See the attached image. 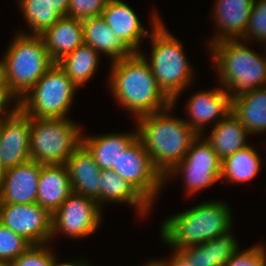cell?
<instances>
[{
    "mask_svg": "<svg viewBox=\"0 0 266 266\" xmlns=\"http://www.w3.org/2000/svg\"><path fill=\"white\" fill-rule=\"evenodd\" d=\"M146 56L133 53L130 57L112 62L110 90L124 109L137 118L159 112L172 101L158 87Z\"/></svg>",
    "mask_w": 266,
    "mask_h": 266,
    "instance_id": "cell-1",
    "label": "cell"
},
{
    "mask_svg": "<svg viewBox=\"0 0 266 266\" xmlns=\"http://www.w3.org/2000/svg\"><path fill=\"white\" fill-rule=\"evenodd\" d=\"M172 108L173 104L136 119L138 137L153 165L163 176L184 158L192 142L198 137L186 120L174 118L168 113Z\"/></svg>",
    "mask_w": 266,
    "mask_h": 266,
    "instance_id": "cell-2",
    "label": "cell"
},
{
    "mask_svg": "<svg viewBox=\"0 0 266 266\" xmlns=\"http://www.w3.org/2000/svg\"><path fill=\"white\" fill-rule=\"evenodd\" d=\"M231 211L222 201L203 202L172 215L161 226V236L174 251L203 244L232 227Z\"/></svg>",
    "mask_w": 266,
    "mask_h": 266,
    "instance_id": "cell-3",
    "label": "cell"
},
{
    "mask_svg": "<svg viewBox=\"0 0 266 266\" xmlns=\"http://www.w3.org/2000/svg\"><path fill=\"white\" fill-rule=\"evenodd\" d=\"M240 39H225L210 46L221 86L230 98L266 86V56L257 54Z\"/></svg>",
    "mask_w": 266,
    "mask_h": 266,
    "instance_id": "cell-4",
    "label": "cell"
},
{
    "mask_svg": "<svg viewBox=\"0 0 266 266\" xmlns=\"http://www.w3.org/2000/svg\"><path fill=\"white\" fill-rule=\"evenodd\" d=\"M160 17L153 15L151 59H146L156 79L158 87L174 105L177 97L191 84L193 69L184 55L183 46L168 29ZM149 60V61H148Z\"/></svg>",
    "mask_w": 266,
    "mask_h": 266,
    "instance_id": "cell-5",
    "label": "cell"
},
{
    "mask_svg": "<svg viewBox=\"0 0 266 266\" xmlns=\"http://www.w3.org/2000/svg\"><path fill=\"white\" fill-rule=\"evenodd\" d=\"M7 81L15 103L24 97L54 64L41 36L20 32L4 54Z\"/></svg>",
    "mask_w": 266,
    "mask_h": 266,
    "instance_id": "cell-6",
    "label": "cell"
},
{
    "mask_svg": "<svg viewBox=\"0 0 266 266\" xmlns=\"http://www.w3.org/2000/svg\"><path fill=\"white\" fill-rule=\"evenodd\" d=\"M77 123L66 118H35L30 123V157L43 165L66 164L81 145Z\"/></svg>",
    "mask_w": 266,
    "mask_h": 266,
    "instance_id": "cell-7",
    "label": "cell"
},
{
    "mask_svg": "<svg viewBox=\"0 0 266 266\" xmlns=\"http://www.w3.org/2000/svg\"><path fill=\"white\" fill-rule=\"evenodd\" d=\"M77 89L58 63H54L19 100L18 107L30 117L67 118Z\"/></svg>",
    "mask_w": 266,
    "mask_h": 266,
    "instance_id": "cell-8",
    "label": "cell"
},
{
    "mask_svg": "<svg viewBox=\"0 0 266 266\" xmlns=\"http://www.w3.org/2000/svg\"><path fill=\"white\" fill-rule=\"evenodd\" d=\"M200 137L198 135L184 158L164 176L166 181L169 176L183 173L188 195L213 185L221 177L222 161L206 138L201 142Z\"/></svg>",
    "mask_w": 266,
    "mask_h": 266,
    "instance_id": "cell-9",
    "label": "cell"
},
{
    "mask_svg": "<svg viewBox=\"0 0 266 266\" xmlns=\"http://www.w3.org/2000/svg\"><path fill=\"white\" fill-rule=\"evenodd\" d=\"M113 171L127 180L151 205L165 182L138 136L120 154L118 167Z\"/></svg>",
    "mask_w": 266,
    "mask_h": 266,
    "instance_id": "cell-10",
    "label": "cell"
},
{
    "mask_svg": "<svg viewBox=\"0 0 266 266\" xmlns=\"http://www.w3.org/2000/svg\"><path fill=\"white\" fill-rule=\"evenodd\" d=\"M101 213L96 200L72 192L52 214V238L58 232L74 239L90 236L99 228Z\"/></svg>",
    "mask_w": 266,
    "mask_h": 266,
    "instance_id": "cell-11",
    "label": "cell"
},
{
    "mask_svg": "<svg viewBox=\"0 0 266 266\" xmlns=\"http://www.w3.org/2000/svg\"><path fill=\"white\" fill-rule=\"evenodd\" d=\"M0 222L32 245L52 239V215L37 202L0 204Z\"/></svg>",
    "mask_w": 266,
    "mask_h": 266,
    "instance_id": "cell-12",
    "label": "cell"
},
{
    "mask_svg": "<svg viewBox=\"0 0 266 266\" xmlns=\"http://www.w3.org/2000/svg\"><path fill=\"white\" fill-rule=\"evenodd\" d=\"M30 123L31 117L19 107L0 119V160L5 170L31 159Z\"/></svg>",
    "mask_w": 266,
    "mask_h": 266,
    "instance_id": "cell-13",
    "label": "cell"
},
{
    "mask_svg": "<svg viewBox=\"0 0 266 266\" xmlns=\"http://www.w3.org/2000/svg\"><path fill=\"white\" fill-rule=\"evenodd\" d=\"M41 164L29 160L5 170L0 188V204L36 203Z\"/></svg>",
    "mask_w": 266,
    "mask_h": 266,
    "instance_id": "cell-14",
    "label": "cell"
},
{
    "mask_svg": "<svg viewBox=\"0 0 266 266\" xmlns=\"http://www.w3.org/2000/svg\"><path fill=\"white\" fill-rule=\"evenodd\" d=\"M231 101L229 93L222 86L197 92L187 103L186 109L191 120H188L189 122L186 120V123L197 135L202 136L203 128L207 123L216 119L215 124H217L231 112Z\"/></svg>",
    "mask_w": 266,
    "mask_h": 266,
    "instance_id": "cell-15",
    "label": "cell"
},
{
    "mask_svg": "<svg viewBox=\"0 0 266 266\" xmlns=\"http://www.w3.org/2000/svg\"><path fill=\"white\" fill-rule=\"evenodd\" d=\"M102 18L116 36L133 52L140 53L139 45L142 38L149 37L150 32L142 26L138 16L121 0H108L102 12Z\"/></svg>",
    "mask_w": 266,
    "mask_h": 266,
    "instance_id": "cell-16",
    "label": "cell"
},
{
    "mask_svg": "<svg viewBox=\"0 0 266 266\" xmlns=\"http://www.w3.org/2000/svg\"><path fill=\"white\" fill-rule=\"evenodd\" d=\"M72 191L92 198L100 204V167L90 152L81 144L66 162Z\"/></svg>",
    "mask_w": 266,
    "mask_h": 266,
    "instance_id": "cell-17",
    "label": "cell"
},
{
    "mask_svg": "<svg viewBox=\"0 0 266 266\" xmlns=\"http://www.w3.org/2000/svg\"><path fill=\"white\" fill-rule=\"evenodd\" d=\"M72 192L66 164H41L36 202L42 208L52 215Z\"/></svg>",
    "mask_w": 266,
    "mask_h": 266,
    "instance_id": "cell-18",
    "label": "cell"
},
{
    "mask_svg": "<svg viewBox=\"0 0 266 266\" xmlns=\"http://www.w3.org/2000/svg\"><path fill=\"white\" fill-rule=\"evenodd\" d=\"M213 11L218 30L211 43L241 38L246 31L254 2L252 0H217Z\"/></svg>",
    "mask_w": 266,
    "mask_h": 266,
    "instance_id": "cell-19",
    "label": "cell"
},
{
    "mask_svg": "<svg viewBox=\"0 0 266 266\" xmlns=\"http://www.w3.org/2000/svg\"><path fill=\"white\" fill-rule=\"evenodd\" d=\"M51 60L57 63L83 44L82 20L61 17L55 25L40 35Z\"/></svg>",
    "mask_w": 266,
    "mask_h": 266,
    "instance_id": "cell-20",
    "label": "cell"
},
{
    "mask_svg": "<svg viewBox=\"0 0 266 266\" xmlns=\"http://www.w3.org/2000/svg\"><path fill=\"white\" fill-rule=\"evenodd\" d=\"M230 230L203 244L189 246L178 252L192 266H223L240 249Z\"/></svg>",
    "mask_w": 266,
    "mask_h": 266,
    "instance_id": "cell-21",
    "label": "cell"
},
{
    "mask_svg": "<svg viewBox=\"0 0 266 266\" xmlns=\"http://www.w3.org/2000/svg\"><path fill=\"white\" fill-rule=\"evenodd\" d=\"M83 43L112 59L111 62L130 57L133 52L106 24L102 16L82 20Z\"/></svg>",
    "mask_w": 266,
    "mask_h": 266,
    "instance_id": "cell-22",
    "label": "cell"
},
{
    "mask_svg": "<svg viewBox=\"0 0 266 266\" xmlns=\"http://www.w3.org/2000/svg\"><path fill=\"white\" fill-rule=\"evenodd\" d=\"M138 136L132 133H108L98 136L81 137V144L90 152L101 170H113L118 167L120 154Z\"/></svg>",
    "mask_w": 266,
    "mask_h": 266,
    "instance_id": "cell-23",
    "label": "cell"
},
{
    "mask_svg": "<svg viewBox=\"0 0 266 266\" xmlns=\"http://www.w3.org/2000/svg\"><path fill=\"white\" fill-rule=\"evenodd\" d=\"M231 111L249 134L266 132V86L234 97Z\"/></svg>",
    "mask_w": 266,
    "mask_h": 266,
    "instance_id": "cell-24",
    "label": "cell"
},
{
    "mask_svg": "<svg viewBox=\"0 0 266 266\" xmlns=\"http://www.w3.org/2000/svg\"><path fill=\"white\" fill-rule=\"evenodd\" d=\"M214 125L206 140L221 161L247 146L246 138L249 133L232 111Z\"/></svg>",
    "mask_w": 266,
    "mask_h": 266,
    "instance_id": "cell-25",
    "label": "cell"
},
{
    "mask_svg": "<svg viewBox=\"0 0 266 266\" xmlns=\"http://www.w3.org/2000/svg\"><path fill=\"white\" fill-rule=\"evenodd\" d=\"M100 203L127 202L135 205L140 215L146 214L151 204L127 181L113 170L100 171Z\"/></svg>",
    "mask_w": 266,
    "mask_h": 266,
    "instance_id": "cell-26",
    "label": "cell"
},
{
    "mask_svg": "<svg viewBox=\"0 0 266 266\" xmlns=\"http://www.w3.org/2000/svg\"><path fill=\"white\" fill-rule=\"evenodd\" d=\"M99 54L91 46L83 43L57 63L79 88L95 74L99 63Z\"/></svg>",
    "mask_w": 266,
    "mask_h": 266,
    "instance_id": "cell-27",
    "label": "cell"
},
{
    "mask_svg": "<svg viewBox=\"0 0 266 266\" xmlns=\"http://www.w3.org/2000/svg\"><path fill=\"white\" fill-rule=\"evenodd\" d=\"M261 168V160L254 148L247 145L231 154L221 165V177L232 183H241L253 179Z\"/></svg>",
    "mask_w": 266,
    "mask_h": 266,
    "instance_id": "cell-28",
    "label": "cell"
},
{
    "mask_svg": "<svg viewBox=\"0 0 266 266\" xmlns=\"http://www.w3.org/2000/svg\"><path fill=\"white\" fill-rule=\"evenodd\" d=\"M31 35L40 36L62 17L47 0H19Z\"/></svg>",
    "mask_w": 266,
    "mask_h": 266,
    "instance_id": "cell-29",
    "label": "cell"
},
{
    "mask_svg": "<svg viewBox=\"0 0 266 266\" xmlns=\"http://www.w3.org/2000/svg\"><path fill=\"white\" fill-rule=\"evenodd\" d=\"M32 244L0 222V262H12Z\"/></svg>",
    "mask_w": 266,
    "mask_h": 266,
    "instance_id": "cell-30",
    "label": "cell"
},
{
    "mask_svg": "<svg viewBox=\"0 0 266 266\" xmlns=\"http://www.w3.org/2000/svg\"><path fill=\"white\" fill-rule=\"evenodd\" d=\"M45 245H31L11 262V266H54L57 259Z\"/></svg>",
    "mask_w": 266,
    "mask_h": 266,
    "instance_id": "cell-31",
    "label": "cell"
},
{
    "mask_svg": "<svg viewBox=\"0 0 266 266\" xmlns=\"http://www.w3.org/2000/svg\"><path fill=\"white\" fill-rule=\"evenodd\" d=\"M247 37L266 43V0L254 2L245 34L240 40H247Z\"/></svg>",
    "mask_w": 266,
    "mask_h": 266,
    "instance_id": "cell-32",
    "label": "cell"
},
{
    "mask_svg": "<svg viewBox=\"0 0 266 266\" xmlns=\"http://www.w3.org/2000/svg\"><path fill=\"white\" fill-rule=\"evenodd\" d=\"M108 0H70L67 17L80 20L99 17L106 8Z\"/></svg>",
    "mask_w": 266,
    "mask_h": 266,
    "instance_id": "cell-33",
    "label": "cell"
},
{
    "mask_svg": "<svg viewBox=\"0 0 266 266\" xmlns=\"http://www.w3.org/2000/svg\"><path fill=\"white\" fill-rule=\"evenodd\" d=\"M223 266H266V250L260 244L239 250Z\"/></svg>",
    "mask_w": 266,
    "mask_h": 266,
    "instance_id": "cell-34",
    "label": "cell"
},
{
    "mask_svg": "<svg viewBox=\"0 0 266 266\" xmlns=\"http://www.w3.org/2000/svg\"><path fill=\"white\" fill-rule=\"evenodd\" d=\"M16 97L10 92V89H0V119L7 115L12 114L17 108L18 104L13 106V109L6 110L7 103L9 104L11 100Z\"/></svg>",
    "mask_w": 266,
    "mask_h": 266,
    "instance_id": "cell-35",
    "label": "cell"
},
{
    "mask_svg": "<svg viewBox=\"0 0 266 266\" xmlns=\"http://www.w3.org/2000/svg\"><path fill=\"white\" fill-rule=\"evenodd\" d=\"M172 255L171 260H153L152 263L155 266H192L178 251H175Z\"/></svg>",
    "mask_w": 266,
    "mask_h": 266,
    "instance_id": "cell-36",
    "label": "cell"
},
{
    "mask_svg": "<svg viewBox=\"0 0 266 266\" xmlns=\"http://www.w3.org/2000/svg\"><path fill=\"white\" fill-rule=\"evenodd\" d=\"M62 17H67L70 0H47Z\"/></svg>",
    "mask_w": 266,
    "mask_h": 266,
    "instance_id": "cell-37",
    "label": "cell"
},
{
    "mask_svg": "<svg viewBox=\"0 0 266 266\" xmlns=\"http://www.w3.org/2000/svg\"><path fill=\"white\" fill-rule=\"evenodd\" d=\"M0 89H9L6 66L3 60L0 61Z\"/></svg>",
    "mask_w": 266,
    "mask_h": 266,
    "instance_id": "cell-38",
    "label": "cell"
},
{
    "mask_svg": "<svg viewBox=\"0 0 266 266\" xmlns=\"http://www.w3.org/2000/svg\"><path fill=\"white\" fill-rule=\"evenodd\" d=\"M54 266H78V262H63V263H58L56 262V264Z\"/></svg>",
    "mask_w": 266,
    "mask_h": 266,
    "instance_id": "cell-39",
    "label": "cell"
},
{
    "mask_svg": "<svg viewBox=\"0 0 266 266\" xmlns=\"http://www.w3.org/2000/svg\"><path fill=\"white\" fill-rule=\"evenodd\" d=\"M4 174H5V168L3 167L1 160H0V188L2 185V180H3Z\"/></svg>",
    "mask_w": 266,
    "mask_h": 266,
    "instance_id": "cell-40",
    "label": "cell"
},
{
    "mask_svg": "<svg viewBox=\"0 0 266 266\" xmlns=\"http://www.w3.org/2000/svg\"><path fill=\"white\" fill-rule=\"evenodd\" d=\"M89 263H87L86 261L84 262V261H78V266H91L90 264L88 265Z\"/></svg>",
    "mask_w": 266,
    "mask_h": 266,
    "instance_id": "cell-41",
    "label": "cell"
},
{
    "mask_svg": "<svg viewBox=\"0 0 266 266\" xmlns=\"http://www.w3.org/2000/svg\"><path fill=\"white\" fill-rule=\"evenodd\" d=\"M0 266H11L10 262H0Z\"/></svg>",
    "mask_w": 266,
    "mask_h": 266,
    "instance_id": "cell-42",
    "label": "cell"
},
{
    "mask_svg": "<svg viewBox=\"0 0 266 266\" xmlns=\"http://www.w3.org/2000/svg\"><path fill=\"white\" fill-rule=\"evenodd\" d=\"M145 266H155L152 262H148Z\"/></svg>",
    "mask_w": 266,
    "mask_h": 266,
    "instance_id": "cell-43",
    "label": "cell"
}]
</instances>
